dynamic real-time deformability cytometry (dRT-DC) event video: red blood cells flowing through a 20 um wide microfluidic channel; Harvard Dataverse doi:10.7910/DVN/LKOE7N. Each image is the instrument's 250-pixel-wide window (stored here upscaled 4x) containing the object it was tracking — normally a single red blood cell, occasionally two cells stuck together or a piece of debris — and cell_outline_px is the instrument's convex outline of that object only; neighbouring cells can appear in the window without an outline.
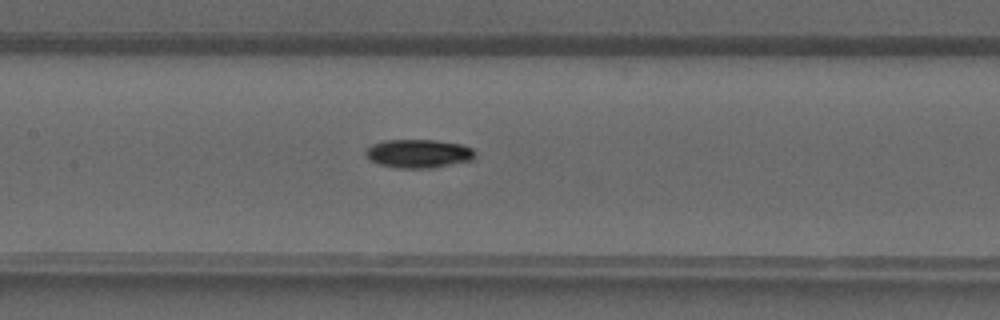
{"species": "common noctule bat (a hibernating species)", "species_latin": "Nyctalus noctula", "temperature_condition": "warm", "stored_images_in_passage": 33, "camera_frame_rate_fps": 3000, "um_per_image_px": 0.085, "animal": {"sex": "male", "forearm_length_mm": 52.5}, "frame": {"image": 1, "passage_image": 13, "time_ms": 4.0, "image_size_px": [1000, 320], "cell_outline_px": [[476, 156], [472, 160], [432, 168], [396, 168], [380, 164], [364, 156], [364, 152], [372, 144], [384, 140], [432, 140], [460, 144], [472, 148], [476, 152]], "centroid_in_image_um": [35.57, 13.05], "position_along_channel_um": 171.8, "area_um2": 18.21}}
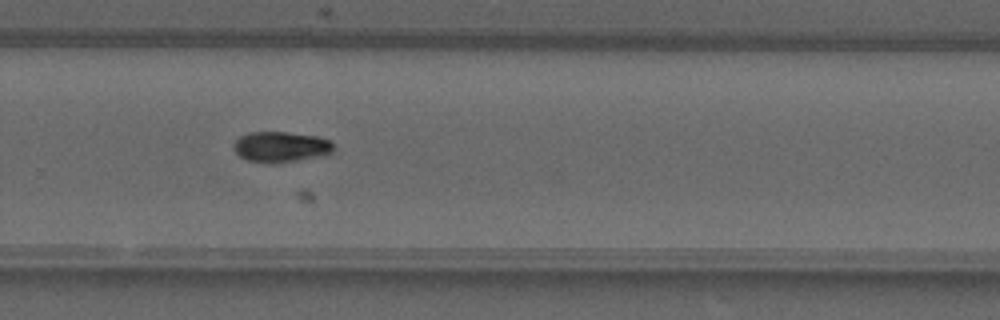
{"frame": {"image": 2, "passage_image": 21, "time_ms": 6.667, "image_size_px": [1000, 320], "cell_outline_px": [[332, 152], [328, 156], [280, 164], [264, 164], [248, 160], [240, 156], [232, 148], [232, 144], [240, 136], [248, 132], [288, 132], [320, 136], [332, 140]], "centroid_in_image_um": [23.91, 12.51], "position_along_channel_um": 305.9, "area_um2": 18.61}}
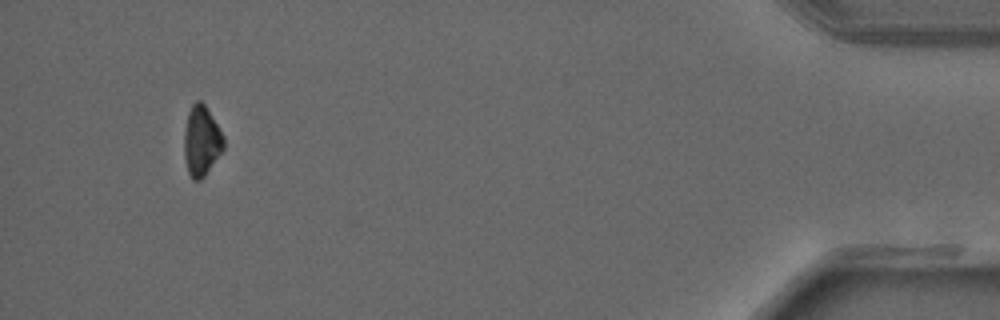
{"frame": {"image": 3, "passage_image": 32, "time_ms": 10.333, "image_size_px": [1000, 320], "cell_outline_px": [[224, 148], [204, 176], [200, 180], [192, 180], [188, 172], [184, 156], [184, 132], [188, 112], [192, 104], [196, 100], [200, 100], [204, 104], [224, 136]], "centroid_in_image_um": [17.11, 11.98], "position_along_channel_um": 418.1, "area_um2": 16.01}}